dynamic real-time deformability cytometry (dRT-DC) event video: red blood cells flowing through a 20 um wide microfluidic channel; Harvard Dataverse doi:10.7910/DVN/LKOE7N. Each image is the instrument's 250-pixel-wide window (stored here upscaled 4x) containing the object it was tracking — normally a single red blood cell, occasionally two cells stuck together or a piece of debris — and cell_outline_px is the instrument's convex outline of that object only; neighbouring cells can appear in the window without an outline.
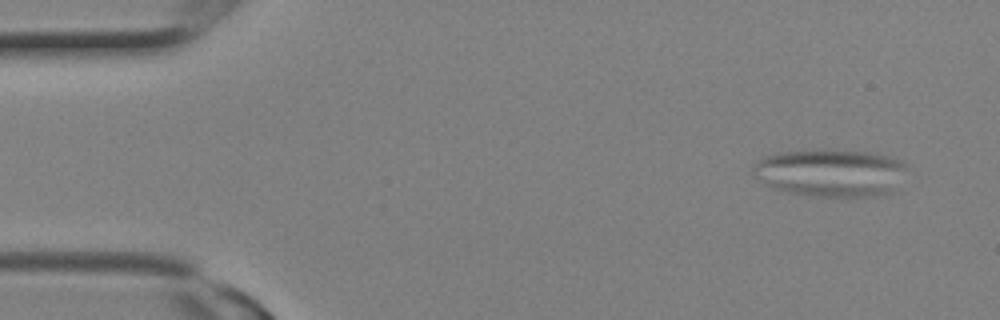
{"species": "Egyptian fruit bat (a non-hibernating species)", "species_latin": "Rousettus aegyptiacus", "temperature_condition": "room temperature", "stored_images_in_passage": 7, "camera_frame_rate_fps": 3000, "um_per_image_px": 0.085, "animal": {"sex": "female"}, "frame": {"image": 1, "passage_image": 1, "time_ms": 0.0, "image_size_px": [1000, 320], "cell_outline_px": [[904, 168], [892, 192], [872, 196], [812, 196], [788, 192], [776, 188], [756, 180], [752, 172], [752, 168], [764, 156], [780, 152], [872, 152], [888, 156], [900, 160], [904, 164]], "centroid_in_image_um": [70.54, 14.72], "position_along_channel_um": 14.5, "area_um2": 41.33}}